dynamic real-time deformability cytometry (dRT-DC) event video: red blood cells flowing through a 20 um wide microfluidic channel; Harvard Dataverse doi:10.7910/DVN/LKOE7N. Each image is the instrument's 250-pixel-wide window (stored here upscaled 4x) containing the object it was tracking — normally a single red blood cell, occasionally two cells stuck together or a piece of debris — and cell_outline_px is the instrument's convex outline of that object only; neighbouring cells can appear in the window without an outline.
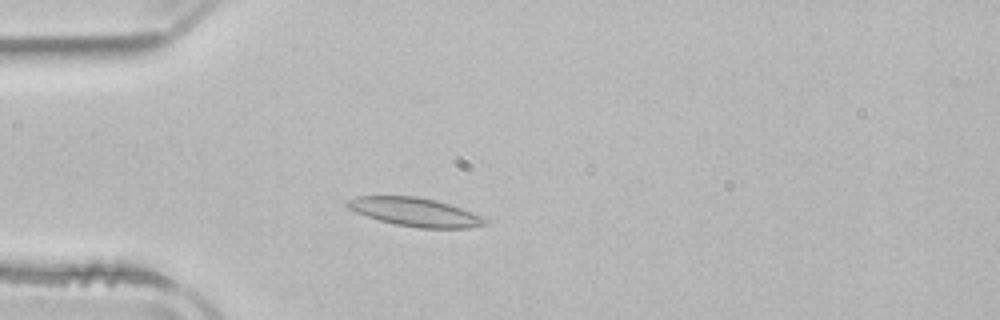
{"species": "common noctule bat (a hibernating species)", "species_latin": "Nyctalus noctula", "temperature_condition": "room temperature", "stored_images_in_passage": 2, "camera_frame_rate_fps": 3000, "um_per_image_px": 0.085, "animal": {"sex": "male", "body_mass_g": 21.5, "forearm_length_mm": 52.0}, "frame": {"image": 1, "passage_image": 2, "time_ms": 1.333, "image_size_px": [1000, 320], "cell_outline_px": [[488, 224], [468, 228], [420, 228], [396, 224], [380, 220], [356, 212], [348, 208], [344, 204], [344, 200], [356, 196], [416, 196], [436, 200], [460, 208], [480, 216], [488, 220]], "centroid_in_image_um": [35.24, 18.01], "position_along_channel_um": 49.8, "area_um2": 22.77}}